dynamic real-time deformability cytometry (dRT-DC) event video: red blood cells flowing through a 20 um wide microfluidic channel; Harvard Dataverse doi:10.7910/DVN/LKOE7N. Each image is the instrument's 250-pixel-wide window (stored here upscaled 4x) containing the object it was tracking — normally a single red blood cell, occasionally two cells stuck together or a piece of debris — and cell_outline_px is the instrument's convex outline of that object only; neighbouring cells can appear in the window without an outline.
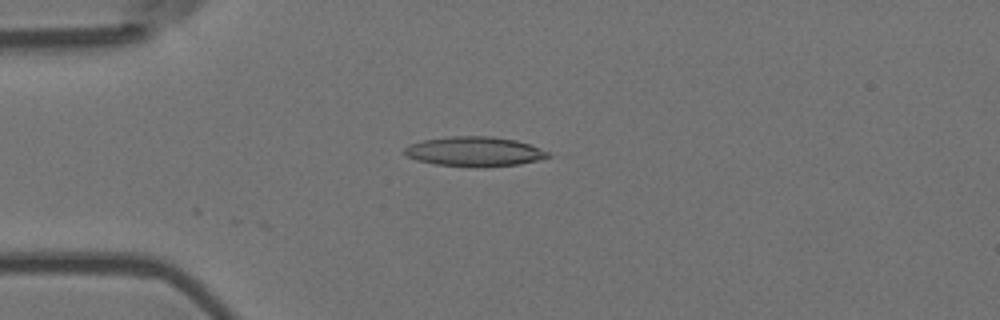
{"species": "Egyptian fruit bat (a non-hibernating species)", "species_latin": "Rousettus aegyptiacus", "temperature_condition": "room temperature", "stored_images_in_passage": 5, "camera_frame_rate_fps": 3000, "um_per_image_px": 0.085, "animal": {"sex": "female"}, "frame": {"image": 1, "passage_image": 1, "time_ms": 0.0, "image_size_px": [1000, 320], "cell_outline_px": [[548, 156], [540, 160], [520, 164], [432, 164], [416, 160], [400, 152], [408, 144], [424, 140], [452, 136], [492, 136], [516, 140], [540, 148], [548, 152]], "centroid_in_image_um": [40.26, 12.83], "position_along_channel_um": 44.7, "area_um2": 23.81}}